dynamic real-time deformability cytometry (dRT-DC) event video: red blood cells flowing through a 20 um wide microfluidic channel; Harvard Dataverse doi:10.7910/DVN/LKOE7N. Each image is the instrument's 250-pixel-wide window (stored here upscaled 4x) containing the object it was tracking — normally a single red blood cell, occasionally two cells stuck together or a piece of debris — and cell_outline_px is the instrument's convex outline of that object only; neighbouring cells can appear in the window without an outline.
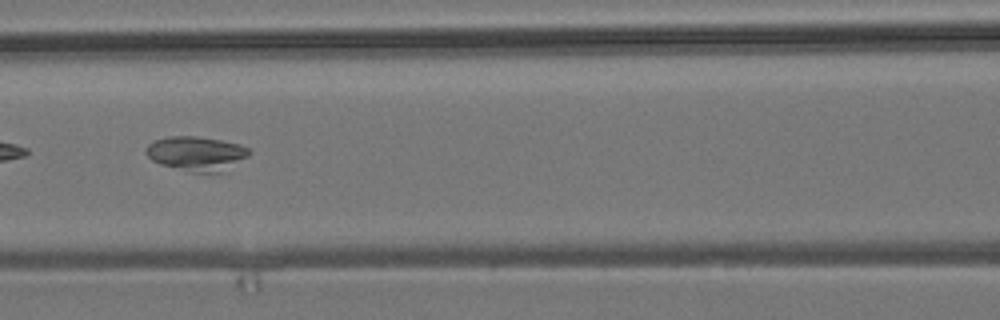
{"species": "common noctule bat (a hibernating species)", "species_latin": "Nyctalus noctula", "temperature_condition": "room temperature", "stored_images_in_passage": 10, "camera_frame_rate_fps": 3000, "um_per_image_px": 0.085, "animal": {"sex": "male", "body_mass_g": 19.2, "forearm_length_mm": 51.8}, "frame": {"image": 1, "passage_image": 8, "time_ms": 8.0, "image_size_px": [1000, 320], "cell_outline_px": [[252, 152], [248, 156], [220, 172], [192, 172], [160, 164], [152, 160], [144, 152], [148, 144], [152, 140], [168, 136], [196, 136], [220, 140], [240, 144], [248, 148]], "centroid_in_image_um": [16.66, 13.03], "position_along_channel_um": 149.9, "area_um2": 20.58}}
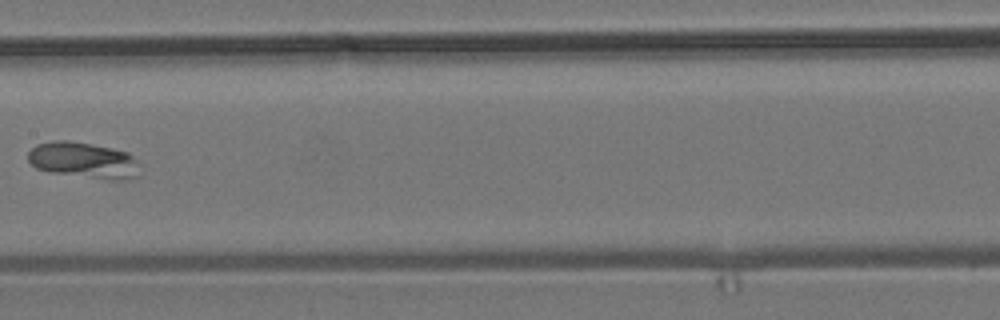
{"frame": {"image": 2, "passage_image": 9, "time_ms": 9.333, "image_size_px": [1000, 320], "cell_outline_px": [[140, 176], [124, 180], [108, 180], [52, 172], [36, 168], [28, 160], [28, 152], [36, 144], [56, 140], [68, 140], [112, 148], [128, 152], [132, 156]], "centroid_in_image_um": [7.08, 13.62], "position_along_channel_um": 200.3, "area_um2": 23.35}}
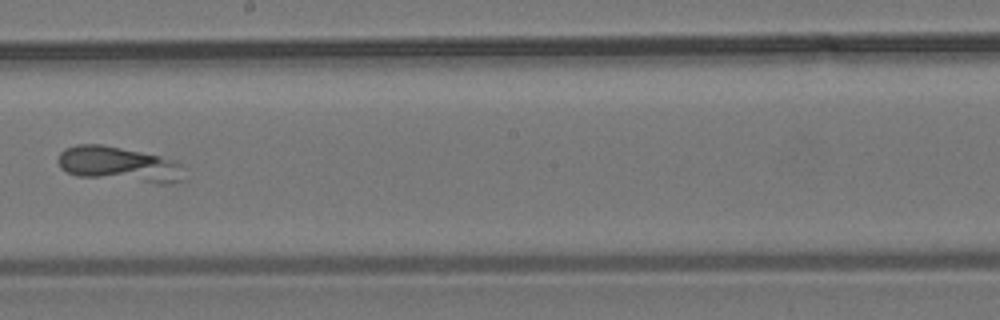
{"frame": {"image": 3, "passage_image": 10, "time_ms": 10.333, "image_size_px": [1000, 320], "cell_outline_px": [[184, 180], [172, 184], [160, 184], [76, 176], [60, 168], [56, 160], [60, 152], [64, 148], [76, 144], [100, 144], [160, 156], [176, 160], [184, 164]], "centroid_in_image_um": [10.15, 13.99], "position_along_channel_um": 238.0, "area_um2": 26.47}}